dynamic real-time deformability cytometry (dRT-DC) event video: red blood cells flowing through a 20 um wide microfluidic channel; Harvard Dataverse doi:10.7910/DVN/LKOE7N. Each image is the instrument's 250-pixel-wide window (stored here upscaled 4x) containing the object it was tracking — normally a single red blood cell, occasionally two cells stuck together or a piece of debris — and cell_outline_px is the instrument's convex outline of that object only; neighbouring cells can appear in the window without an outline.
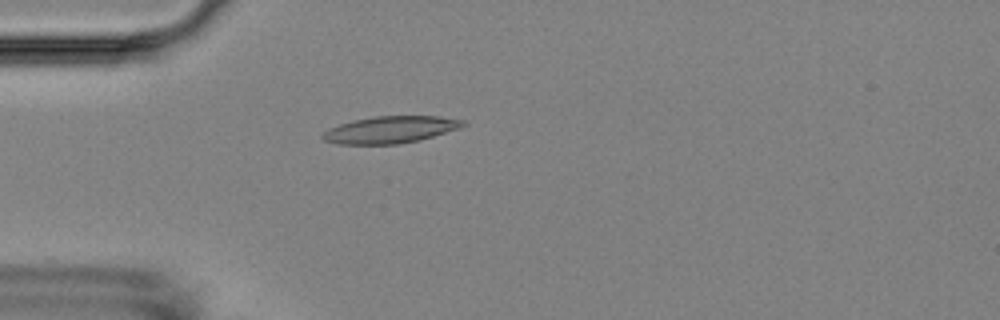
{"species": "Egyptian fruit bat (a non-hibernating species)", "species_latin": "Rousettus aegyptiacus", "temperature_condition": "room temperature", "stored_images_in_passage": 2, "camera_frame_rate_fps": 3000, "um_per_image_px": 0.085, "animal": {"sex": "female"}, "frame": {"image": 1, "passage_image": 2, "time_ms": 1.333, "image_size_px": [1000, 320], "cell_outline_px": [[468, 124], [460, 128], [420, 140], [400, 144], [336, 144], [324, 140], [320, 136], [328, 128], [352, 120], [376, 116], [440, 116], [464, 120]], "centroid_in_image_um": [33.19, 11.02], "position_along_channel_um": 51.8, "area_um2": 22.2}}